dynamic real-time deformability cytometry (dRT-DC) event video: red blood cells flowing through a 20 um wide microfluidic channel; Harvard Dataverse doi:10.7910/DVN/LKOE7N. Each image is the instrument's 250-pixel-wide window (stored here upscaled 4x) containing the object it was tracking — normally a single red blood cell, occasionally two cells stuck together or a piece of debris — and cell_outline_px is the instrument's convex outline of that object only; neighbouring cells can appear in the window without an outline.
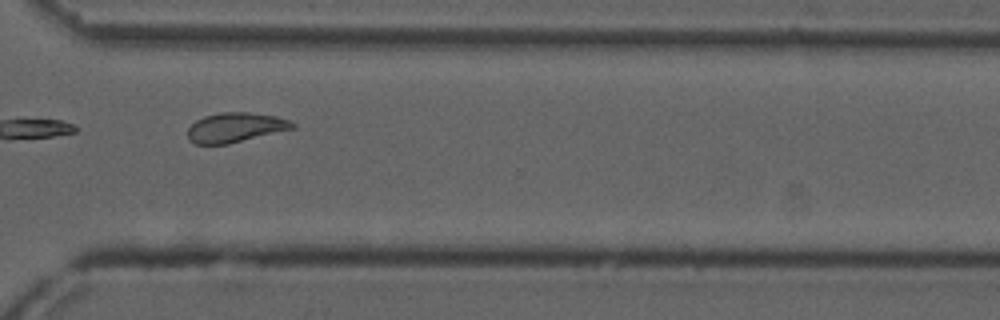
{"species": "common noctule bat (a hibernating species)", "species_latin": "Nyctalus noctula", "temperature_condition": "cold", "stored_images_in_passage": 11, "camera_frame_rate_fps": 3000, "um_per_image_px": 0.085, "animal": {"sex": "male", "forearm_length_mm": 52.5}, "frame": {"image": 1, "passage_image": 11, "time_ms": 12.667, "image_size_px": [1000, 320], "cell_outline_px": [[296, 128], [228, 144], [196, 144], [188, 140], [188, 128], [196, 120], [204, 116], [220, 112], [248, 112], [276, 116], [288, 120], [296, 124]], "centroid_in_image_um": [20.01, 10.83], "position_along_channel_um": 350.6, "area_um2": 18.15}}